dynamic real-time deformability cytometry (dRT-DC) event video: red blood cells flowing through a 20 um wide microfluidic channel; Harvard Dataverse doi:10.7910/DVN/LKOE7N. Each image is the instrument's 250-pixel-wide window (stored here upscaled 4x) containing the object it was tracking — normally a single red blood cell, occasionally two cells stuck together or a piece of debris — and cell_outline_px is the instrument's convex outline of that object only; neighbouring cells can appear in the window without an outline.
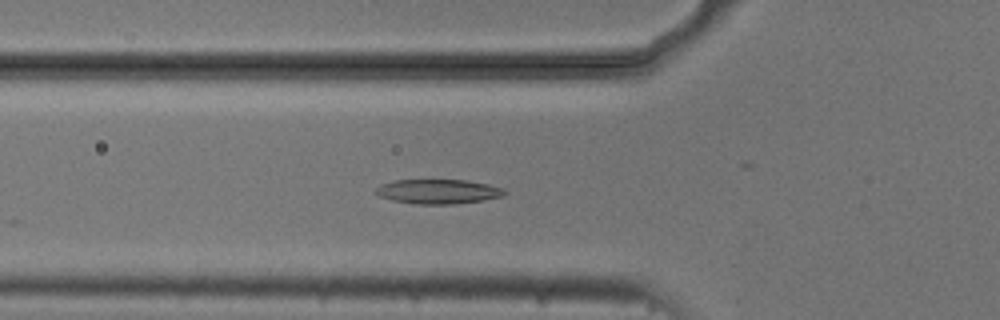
{"species": "common noctule bat (a hibernating species)", "species_latin": "Nyctalus noctula", "temperature_condition": "cold", "stored_images_in_passage": 52, "camera_frame_rate_fps": 3000, "um_per_image_px": 0.085, "animal": {"sex": "male", "body_mass_g": 20.5, "forearm_length_mm": 52.5}, "frame": {"image": 1, "passage_image": 19, "time_ms": 6.0, "image_size_px": [1000, 320], "cell_outline_px": [[508, 192], [504, 196], [484, 200], [456, 204], [416, 204], [392, 200], [380, 196], [372, 192], [380, 184], [396, 180], [468, 180], [488, 184], [504, 188]], "centroid_in_image_um": [37.27, 16.28], "position_along_channel_um": 88.5, "area_um2": 18.61}}
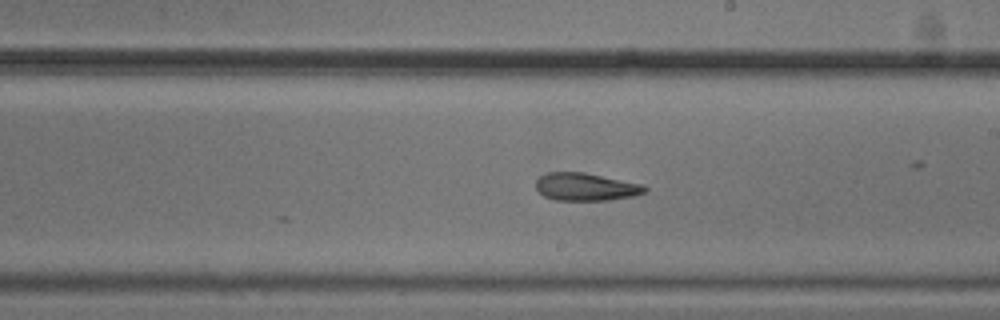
{"frame": {"image": 2, "passage_image": 31, "time_ms": 10.0, "image_size_px": [1000, 320], "cell_outline_px": [[648, 192], [636, 196], [608, 200], [556, 200], [544, 196], [536, 188], [536, 180], [540, 176], [548, 172], [584, 172], [640, 184], [648, 188]], "centroid_in_image_um": [49.8, 15.89], "position_along_channel_um": 239.2, "area_um2": 17.57}}
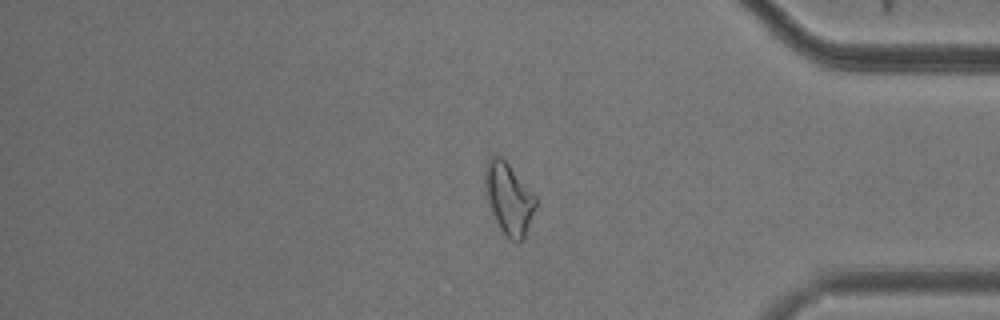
{"frame": {"image": 3, "passage_image": 45, "time_ms": 14.667, "image_size_px": [1000, 320], "cell_outline_px": [[536, 208], [524, 240], [516, 244], [500, 228], [492, 212], [488, 200], [484, 184], [484, 168], [488, 160], [492, 156], [500, 156], [508, 164], [536, 196]], "centroid_in_image_um": [43.26, 16.9], "position_along_channel_um": 391.9, "area_um2": 20.92}}